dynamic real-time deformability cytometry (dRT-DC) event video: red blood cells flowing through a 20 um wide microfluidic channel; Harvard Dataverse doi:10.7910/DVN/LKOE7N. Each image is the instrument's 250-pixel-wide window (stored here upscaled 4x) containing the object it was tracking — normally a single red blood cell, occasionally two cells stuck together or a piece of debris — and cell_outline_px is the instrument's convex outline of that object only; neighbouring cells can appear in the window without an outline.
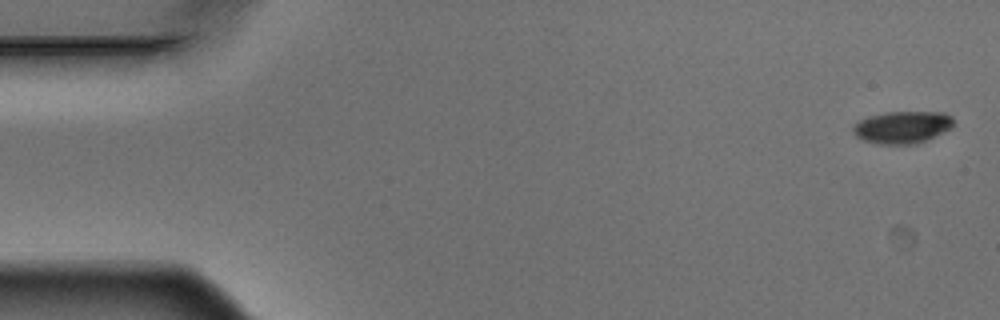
{"species": "Egyptian fruit bat (a non-hibernating species)", "species_latin": "Rousettus aegyptiacus", "temperature_condition": "warm", "stored_images_in_passage": 5, "camera_frame_rate_fps": 3000, "um_per_image_px": 0.085, "animal": {"sex": "male"}, "frame": {"image": 1, "passage_image": 1, "time_ms": 0.0, "image_size_px": [1000, 320], "cell_outline_px": [[952, 128], [916, 144], [880, 144], [864, 140], [856, 136], [852, 128], [860, 120], [868, 116], [884, 112], [944, 112], [952, 116]], "centroid_in_image_um": [76.7, 10.8], "position_along_channel_um": 8.3, "area_um2": 18.73}}
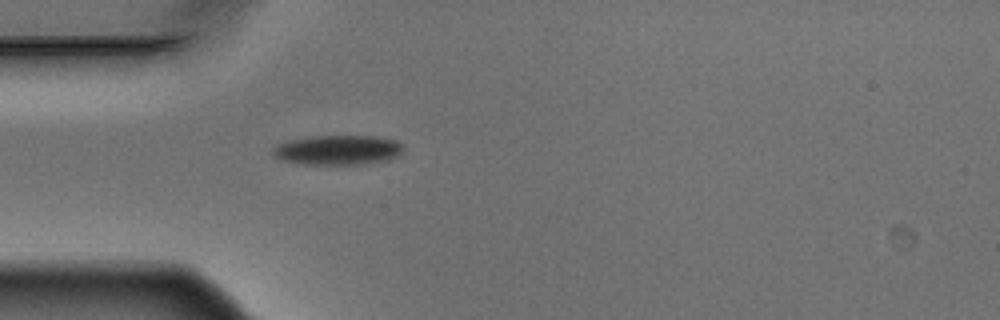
{"frame": {"image": 2, "passage_image": 5, "time_ms": 1.333, "image_size_px": [1000, 320], "cell_outline_px": [[404, 148], [400, 156], [388, 160], [364, 164], [304, 164], [284, 160], [276, 156], [272, 152], [272, 148], [276, 144], [288, 140], [312, 136], [376, 136], [396, 140]], "centroid_in_image_um": [28.75, 12.74], "position_along_channel_um": 56.3, "area_um2": 22.66}}